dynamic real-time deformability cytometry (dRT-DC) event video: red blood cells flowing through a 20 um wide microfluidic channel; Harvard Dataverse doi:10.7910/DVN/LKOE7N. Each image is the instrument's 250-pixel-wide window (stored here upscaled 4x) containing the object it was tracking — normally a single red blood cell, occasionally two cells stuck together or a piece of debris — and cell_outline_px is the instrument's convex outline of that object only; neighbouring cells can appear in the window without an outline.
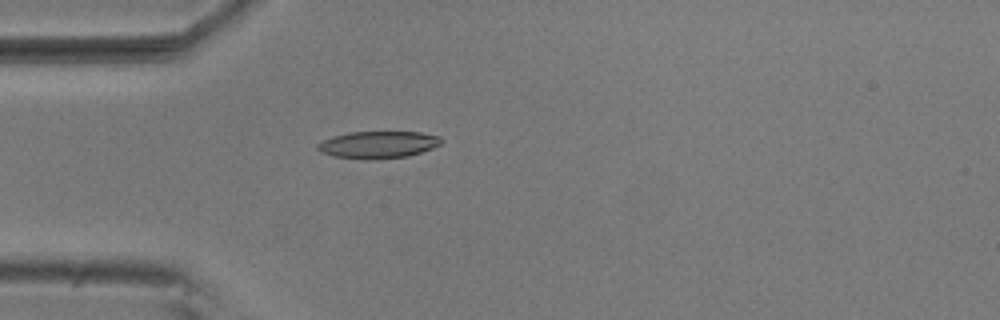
{"species": "common noctule bat (a hibernating species)", "species_latin": "Nyctalus noctula", "temperature_condition": "room temperature", "stored_images_in_passage": 1, "camera_frame_rate_fps": 3000, "um_per_image_px": 0.085, "animal": {"sex": "male", "body_mass_g": 20.5, "forearm_length_mm": 52.5}, "frame": {"image": 1, "passage_image": 1, "time_ms": 0.0, "image_size_px": [1000, 320], "cell_outline_px": [[444, 140], [440, 144], [432, 148], [408, 156], [368, 160], [332, 156], [320, 152], [316, 148], [316, 144], [332, 136], [348, 132], [420, 132], [440, 136]], "centroid_in_image_um": [32.12, 12.3], "position_along_channel_um": 52.9, "area_um2": 19.65}}